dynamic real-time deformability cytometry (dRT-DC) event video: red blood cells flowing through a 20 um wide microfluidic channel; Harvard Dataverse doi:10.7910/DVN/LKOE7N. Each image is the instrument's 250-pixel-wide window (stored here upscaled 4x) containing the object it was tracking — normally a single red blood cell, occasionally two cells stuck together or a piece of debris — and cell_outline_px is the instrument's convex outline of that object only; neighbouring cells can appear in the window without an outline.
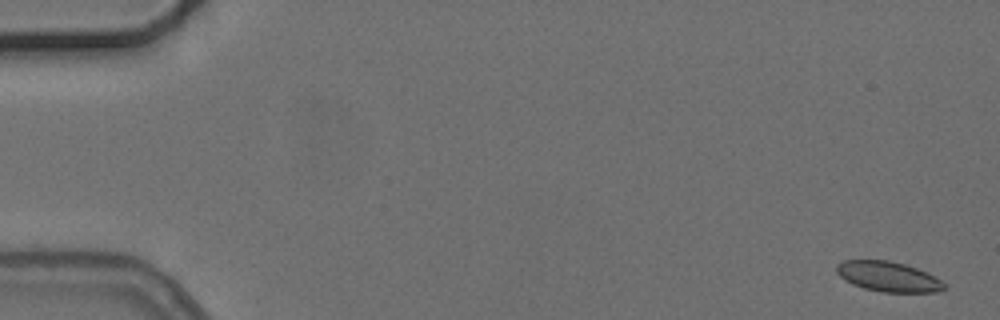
{"species": "common noctule bat (a hibernating species)", "species_latin": "Nyctalus noctula", "temperature_condition": "cold", "stored_images_in_passage": 4, "camera_frame_rate_fps": 3000, "um_per_image_px": 0.085, "animal": {"sex": "female", "body_mass_g": 24.6, "forearm_length_mm": 56.2}, "frame": {"image": 1, "passage_image": 1, "time_ms": 0.0, "image_size_px": [1000, 320], "cell_outline_px": [[948, 288], [936, 292], [880, 292], [864, 288], [852, 284], [844, 280], [836, 272], [836, 264], [844, 260], [888, 260], [904, 264], [916, 268], [940, 280]], "centroid_in_image_um": [75.45, 23.51], "position_along_channel_um": 9.5, "area_um2": 18.79}}